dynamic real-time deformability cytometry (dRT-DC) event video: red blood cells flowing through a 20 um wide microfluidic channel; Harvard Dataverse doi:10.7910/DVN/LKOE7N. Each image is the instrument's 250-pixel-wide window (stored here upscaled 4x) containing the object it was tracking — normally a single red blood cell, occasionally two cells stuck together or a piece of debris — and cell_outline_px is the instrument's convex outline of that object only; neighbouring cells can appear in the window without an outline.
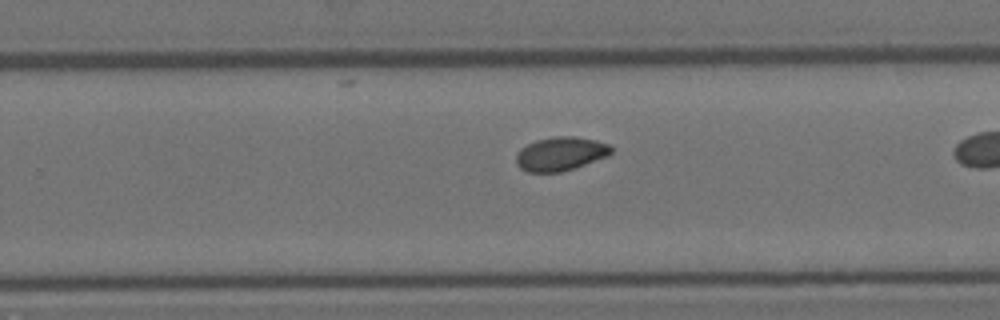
{"species": "Egyptian fruit bat (a non-hibernating species)", "species_latin": "Rousettus aegyptiacus", "temperature_condition": "room temperature", "stored_images_in_passage": 23, "camera_frame_rate_fps": 3000, "um_per_image_px": 0.085, "animal": {"sex": "female"}, "frame": {"image": 1, "passage_image": 17, "time_ms": 5.333, "image_size_px": [1000, 320], "cell_outline_px": [[612, 152], [608, 156], [576, 168], [560, 172], [528, 172], [520, 168], [516, 164], [516, 152], [520, 148], [536, 140], [552, 136], [576, 136], [596, 140], [608, 144], [612, 148]], "centroid_in_image_um": [47.64, 13.07], "position_along_channel_um": 282.2, "area_um2": 18.96}}